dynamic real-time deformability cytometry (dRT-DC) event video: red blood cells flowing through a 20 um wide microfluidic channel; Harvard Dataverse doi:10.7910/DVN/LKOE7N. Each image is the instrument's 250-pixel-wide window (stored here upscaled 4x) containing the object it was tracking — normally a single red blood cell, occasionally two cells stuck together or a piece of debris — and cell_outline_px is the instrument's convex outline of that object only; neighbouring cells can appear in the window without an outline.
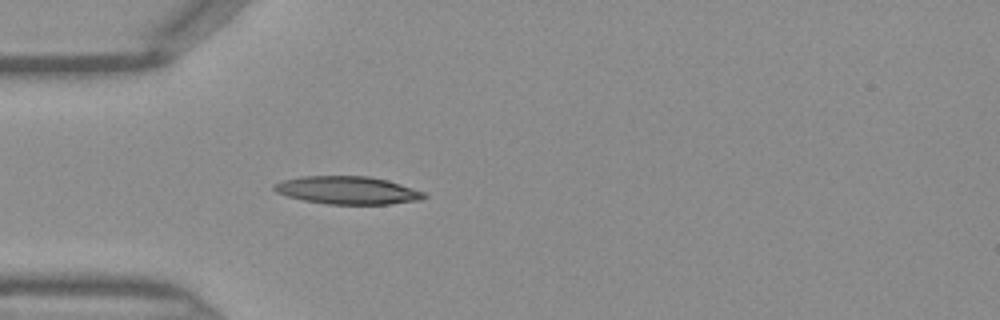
{"species": "Egyptian fruit bat (a non-hibernating species)", "species_latin": "Rousettus aegyptiacus", "temperature_condition": "warm", "stored_images_in_passage": 33, "camera_frame_rate_fps": 3000, "um_per_image_px": 0.085, "frame": {"image": 1, "passage_image": 1, "time_ms": 0.0, "image_size_px": [1000, 320], "cell_outline_px": [[428, 196], [420, 200], [388, 204], [328, 204], [304, 200], [288, 196], [276, 192], [272, 188], [272, 184], [280, 180], [300, 176], [368, 176], [388, 180], [424, 192]], "centroid_in_image_um": [29.5, 16.16], "position_along_channel_um": 55.5, "area_um2": 24.39}}
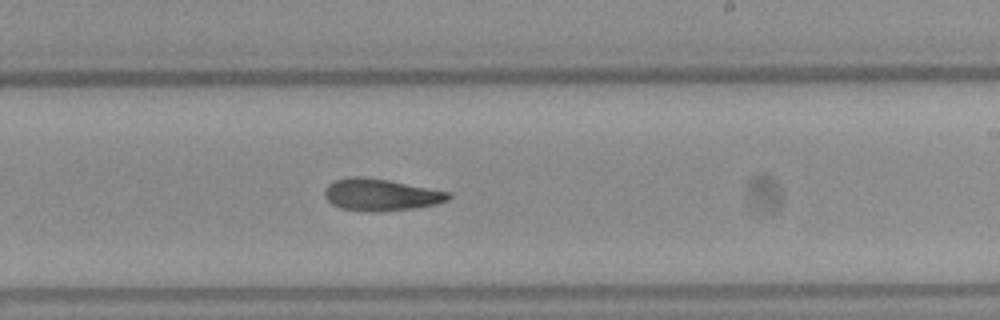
{"frame": {"image": 2, "passage_image": 15, "time_ms": 4.667, "image_size_px": [1000, 320], "cell_outline_px": [[452, 196], [448, 200], [436, 204], [412, 208], [380, 212], [368, 212], [340, 208], [332, 204], [324, 196], [324, 188], [332, 180], [348, 176], [360, 176], [388, 180], [448, 192]], "centroid_in_image_um": [32.29, 16.55], "position_along_channel_um": 256.7, "area_um2": 23.12}}
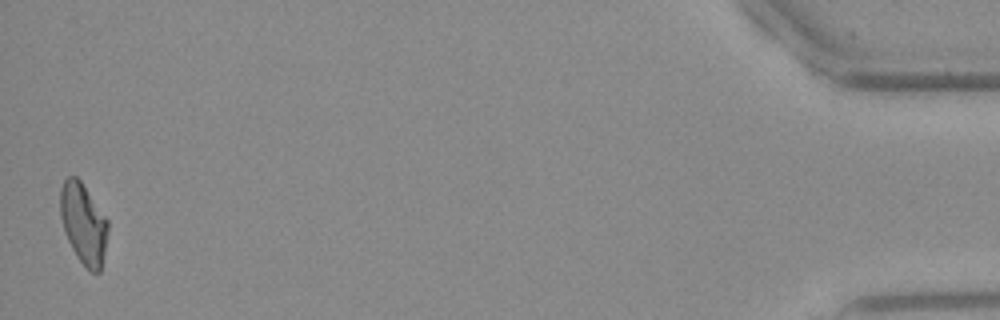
{"frame": {"image": 3, "passage_image": 33, "time_ms": 10.667, "image_size_px": [1000, 320], "cell_outline_px": [[108, 232], [100, 272], [92, 272], [76, 256], [64, 232], [60, 216], [60, 188], [64, 180], [68, 176], [76, 176], [80, 180], [108, 220]], "centroid_in_image_um": [7.08, 18.98], "position_along_channel_um": 428.1, "area_um2": 22.2}}